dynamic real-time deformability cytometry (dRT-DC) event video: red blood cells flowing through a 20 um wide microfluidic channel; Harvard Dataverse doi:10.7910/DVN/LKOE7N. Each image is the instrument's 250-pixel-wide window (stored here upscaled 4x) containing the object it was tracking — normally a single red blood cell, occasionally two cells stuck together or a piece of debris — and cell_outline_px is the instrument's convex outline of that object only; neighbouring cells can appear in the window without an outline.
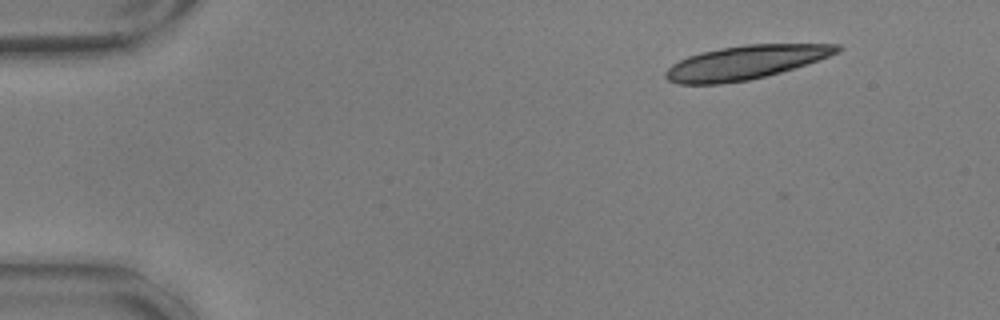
{"species": "common noctule bat (a hibernating species)", "species_latin": "Nyctalus noctula", "temperature_condition": "warm", "stored_images_in_passage": 4, "camera_frame_rate_fps": 3000, "um_per_image_px": 0.085, "animal": {"sex": "male", "body_mass_g": 17.9, "forearm_length_mm": 54.2}, "frame": {"image": 1, "passage_image": 2, "time_ms": 0.333, "image_size_px": [1000, 320], "cell_outline_px": [[844, 48], [840, 52], [808, 64], [780, 72], [748, 80], [720, 84], [680, 84], [668, 80], [664, 76], [664, 72], [672, 64], [688, 56], [700, 52], [720, 48], [748, 44], [840, 44]], "centroid_in_image_um": [63.38, 5.3], "position_along_channel_um": 21.6, "area_um2": 33.76}}